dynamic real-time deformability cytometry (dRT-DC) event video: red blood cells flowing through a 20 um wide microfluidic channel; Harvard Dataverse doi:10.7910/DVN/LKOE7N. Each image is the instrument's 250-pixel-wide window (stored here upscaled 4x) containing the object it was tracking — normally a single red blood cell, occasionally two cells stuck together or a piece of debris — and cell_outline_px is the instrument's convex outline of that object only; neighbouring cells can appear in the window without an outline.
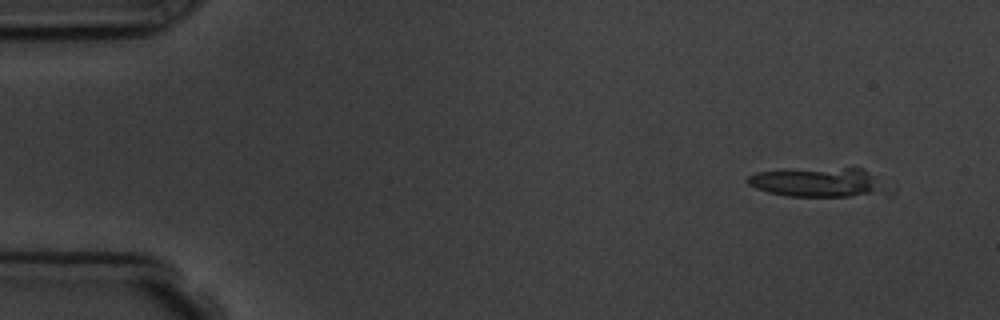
{"species": "common noctule bat (a hibernating species)", "species_latin": "Nyctalus noctula", "temperature_condition": "room temperature", "stored_images_in_passage": 5, "camera_frame_rate_fps": 3000, "um_per_image_px": 0.085, "animal": {"sex": "male", "body_mass_g": 19.5, "forearm_length_mm": 54.6}, "frame": {"image": 1, "passage_image": 2, "time_ms": 1.333, "image_size_px": [1000, 320], "cell_outline_px": [[872, 188], [868, 192], [848, 196], [784, 196], [768, 192], [756, 188], [748, 184], [748, 176], [756, 172], [784, 168], [864, 168], [872, 176]], "centroid_in_image_um": [69.1, 15.44], "position_along_channel_um": 15.9, "area_um2": 22.31}}